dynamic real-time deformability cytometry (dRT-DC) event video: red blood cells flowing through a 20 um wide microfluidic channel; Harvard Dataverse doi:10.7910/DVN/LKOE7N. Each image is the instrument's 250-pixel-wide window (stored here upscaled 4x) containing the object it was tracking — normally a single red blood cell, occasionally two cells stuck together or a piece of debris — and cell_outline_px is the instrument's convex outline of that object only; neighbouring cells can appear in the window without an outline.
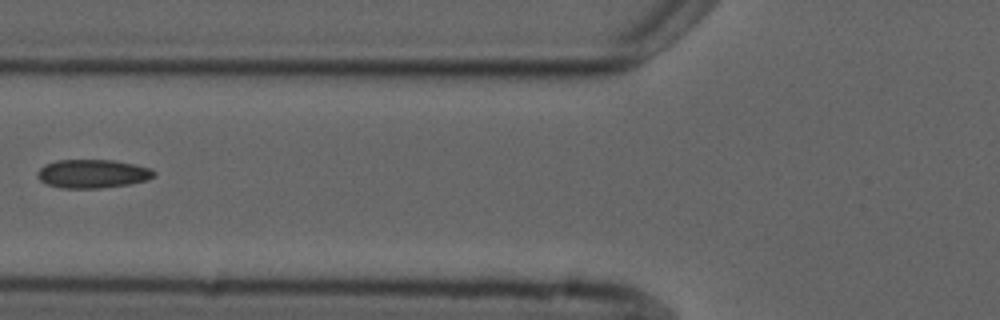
{"species": "common noctule bat (a hibernating species)", "species_latin": "Nyctalus noctula", "temperature_condition": "cold", "stored_images_in_passage": 4, "camera_frame_rate_fps": 3000, "um_per_image_px": 0.085, "animal": {"sex": "male", "forearm_length_mm": 52.5}, "frame": {"image": 1, "passage_image": 4, "time_ms": 4.333, "image_size_px": [1000, 320], "cell_outline_px": [[156, 176], [148, 180], [128, 184], [100, 188], [60, 188], [48, 184], [40, 180], [36, 176], [36, 172], [44, 164], [56, 160], [112, 160], [152, 168], [156, 172]], "centroid_in_image_um": [7.86, 14.76], "position_along_channel_um": 117.9, "area_um2": 19.54}}